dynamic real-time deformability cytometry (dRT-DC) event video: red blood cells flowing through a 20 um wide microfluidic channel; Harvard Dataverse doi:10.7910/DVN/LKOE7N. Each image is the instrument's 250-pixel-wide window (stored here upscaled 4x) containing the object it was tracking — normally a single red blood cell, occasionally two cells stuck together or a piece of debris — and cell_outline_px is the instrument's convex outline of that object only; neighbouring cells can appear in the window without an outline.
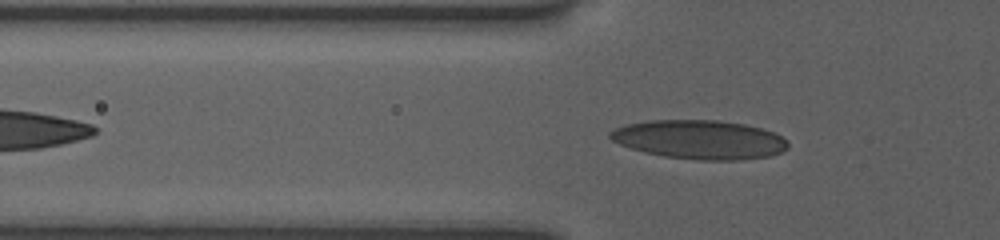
{"species": "human", "species_latin": "Homo sapiens", "temperature_condition": "room temperature", "stored_images_in_passage": 67, "camera_frame_rate_fps": 3000, "um_per_image_px": 0.085, "donor": {"sex": "female"}, "frame": {"image": 1, "passage_image": 17, "time_ms": 3.0, "image_size_px": [1000, 240], "cell_outline_px": [[788, 148], [780, 152], [768, 156], [740, 160], [700, 160], [664, 156], [644, 152], [620, 144], [612, 140], [608, 136], [608, 132], [616, 128], [628, 124], [648, 120], [716, 120], [744, 124], [760, 128], [772, 132], [780, 136], [788, 144]], "centroid_in_image_um": [59.44, 11.86], "position_along_channel_um": 66.4, "area_um2": 40.06}}
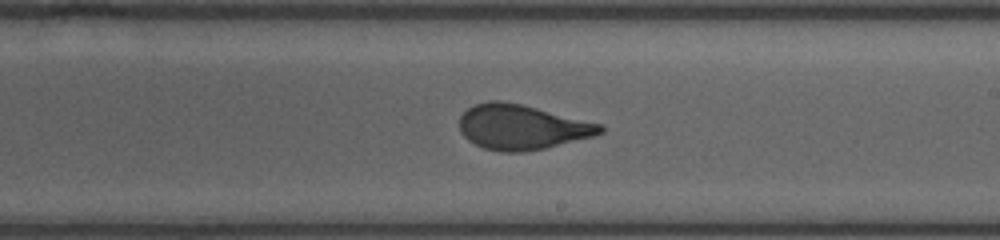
{"frame": {"image": 2, "passage_image": 43, "time_ms": 7.667, "image_size_px": [1000, 240], "cell_outline_px": [[604, 132], [592, 136], [544, 148], [524, 152], [504, 152], [484, 148], [468, 140], [460, 132], [460, 116], [468, 108], [476, 104], [488, 100], [504, 100], [604, 124]], "centroid_in_image_um": [44.35, 10.79], "position_along_channel_um": 244.6, "area_um2": 36.76}}
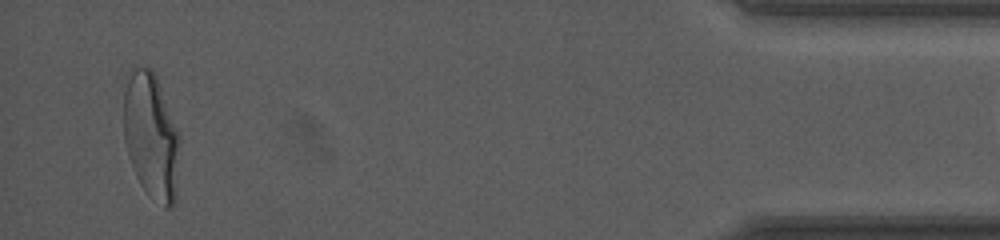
{"frame": {"image": 3, "passage_image": 65, "time_ms": 14.0, "image_size_px": [1000, 240], "cell_outline_px": [[180, 144], [176, 200], [168, 208], [164, 208], [148, 196], [140, 184], [136, 176], [128, 156], [124, 140], [124, 92], [132, 68], [136, 64], [152, 68], [156, 76], [180, 136]], "centroid_in_image_um": [12.86, 11.59], "position_along_channel_um": 422.3, "area_um2": 41.56}}